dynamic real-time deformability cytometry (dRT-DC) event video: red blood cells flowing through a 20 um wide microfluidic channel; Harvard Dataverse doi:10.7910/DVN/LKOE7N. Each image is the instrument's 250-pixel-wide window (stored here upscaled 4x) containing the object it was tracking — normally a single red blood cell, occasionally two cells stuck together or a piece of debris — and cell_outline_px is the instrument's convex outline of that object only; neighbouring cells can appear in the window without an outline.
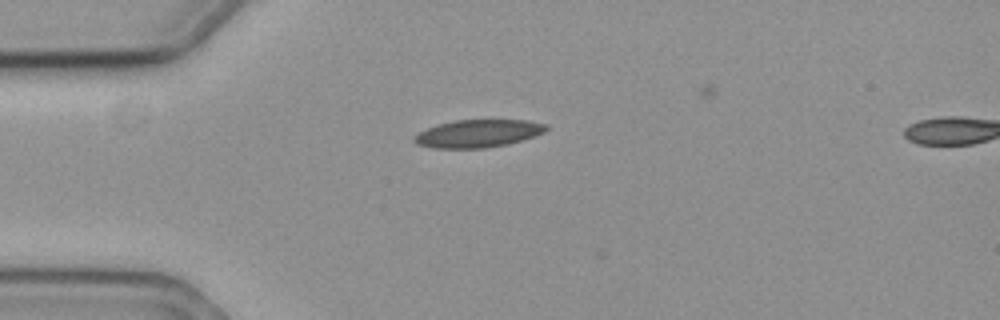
{"species": "common noctule bat (a hibernating species)", "species_latin": "Nyctalus noctula", "temperature_condition": "cold", "stored_images_in_passage": 38, "camera_frame_rate_fps": 3000, "um_per_image_px": 0.085, "animal": {"sex": "female", "body_mass_g": 19.3, "forearm_length_mm": 54.1}, "frame": {"image": 1, "passage_image": 1, "time_ms": 0.0, "image_size_px": [1000, 320], "cell_outline_px": [[548, 128], [544, 132], [536, 136], [504, 144], [484, 148], [432, 148], [416, 144], [412, 140], [412, 136], [428, 128], [440, 124], [456, 120], [528, 120], [548, 124]], "centroid_in_image_um": [40.63, 11.34], "position_along_channel_um": 44.4, "area_um2": 21.21}}
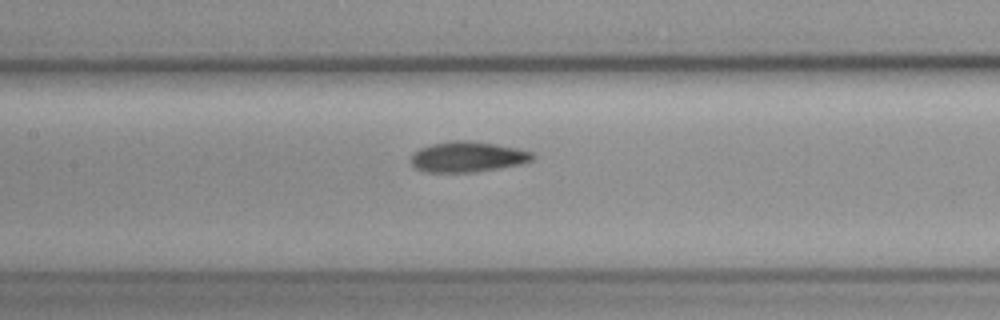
{"frame": {"image": 2, "passage_image": 13, "time_ms": 4.0, "image_size_px": [1000, 320], "cell_outline_px": [[536, 156], [532, 160], [520, 164], [476, 172], [424, 172], [416, 168], [412, 164], [412, 156], [420, 148], [432, 144], [456, 140], [468, 140], [496, 144], [516, 148], [532, 152]], "centroid_in_image_um": [39.77, 13.33], "position_along_channel_um": 167.6, "area_um2": 21.44}}
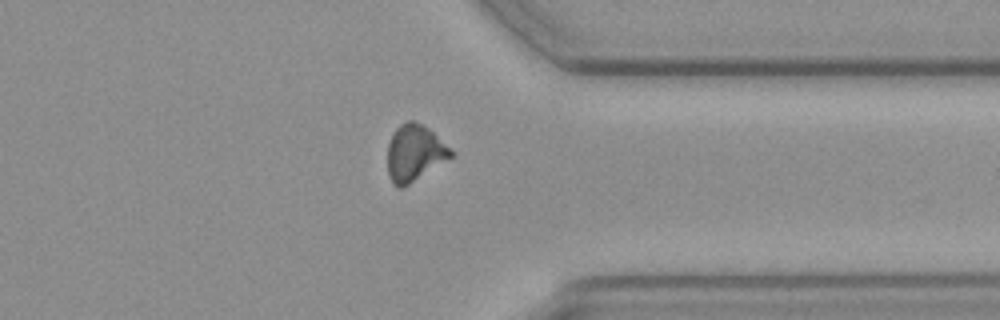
{"frame": {"image": 3, "passage_image": 31, "time_ms": 10.0, "image_size_px": [1000, 320], "cell_outline_px": [[452, 156], [404, 188], [400, 188], [392, 184], [388, 176], [388, 144], [396, 128], [400, 124], [408, 120], [412, 120], [424, 124], [452, 152]], "centroid_in_image_um": [35.18, 13.02], "position_along_channel_um": 376.2, "area_um2": 20.52}, "authors_computed_cell_mechanics": {"area_um2": 20.9814, "velocity_mm_per_s": 3.5691, "shape_relaxation_time_tau1_ms": null, "shape_relaxation_time_tau2_ms": 4.6839, "deformation_change_tau1": null, "deformation_change_tau2": 0.0963}}